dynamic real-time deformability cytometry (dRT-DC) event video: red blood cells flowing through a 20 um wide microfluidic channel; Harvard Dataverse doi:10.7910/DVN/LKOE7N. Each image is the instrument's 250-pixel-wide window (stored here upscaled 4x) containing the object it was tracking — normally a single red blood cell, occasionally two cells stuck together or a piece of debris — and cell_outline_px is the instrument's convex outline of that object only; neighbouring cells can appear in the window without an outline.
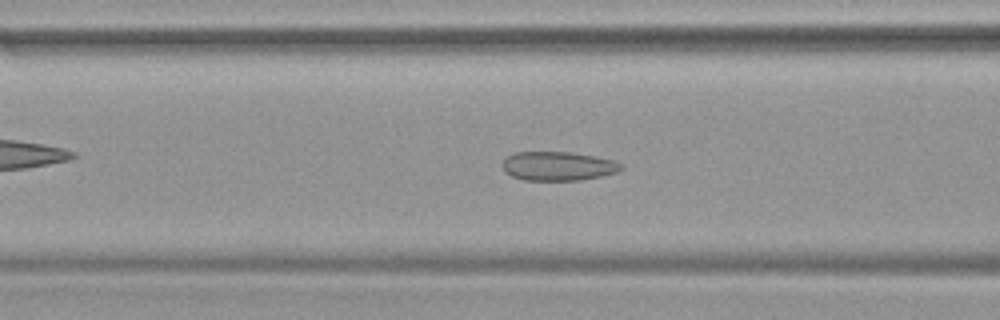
{"species": "common noctule bat (a hibernating species)", "species_latin": "Nyctalus noctula", "temperature_condition": "warm", "stored_images_in_passage": 45, "camera_frame_rate_fps": 3000, "um_per_image_px": 0.085, "animal": {"sex": "female", "body_mass_g": 19.9}, "frame": {"image": 1, "passage_image": 17, "time_ms": 5.333, "image_size_px": [1000, 320], "cell_outline_px": [[624, 168], [616, 172], [600, 176], [580, 180], [524, 180], [512, 176], [504, 172], [504, 160], [512, 152], [572, 152], [596, 156], [616, 160], [624, 164]], "centroid_in_image_um": [47.48, 14.11], "position_along_channel_um": 119.1, "area_um2": 20.17}}
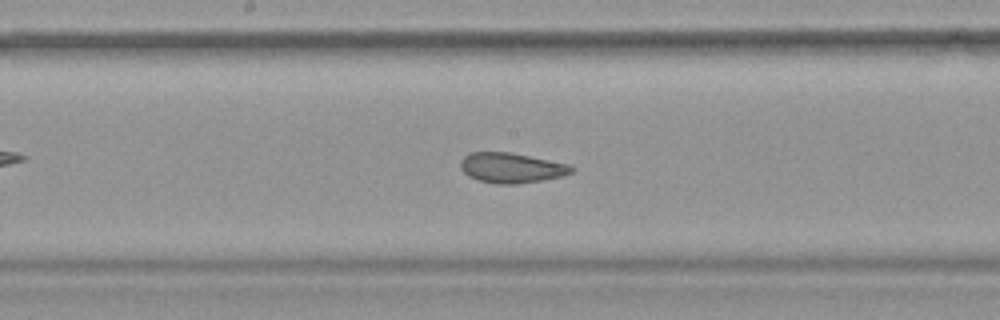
{"frame": {"image": 2, "passage_image": 23, "time_ms": 7.333, "image_size_px": [1000, 320], "cell_outline_px": [[576, 168], [572, 172], [560, 176], [540, 180], [516, 184], [496, 184], [480, 180], [468, 176], [460, 168], [460, 160], [468, 152], [508, 152], [568, 164]], "centroid_in_image_um": [43.42, 14.26], "position_along_channel_um": 204.8, "area_um2": 19.25}}
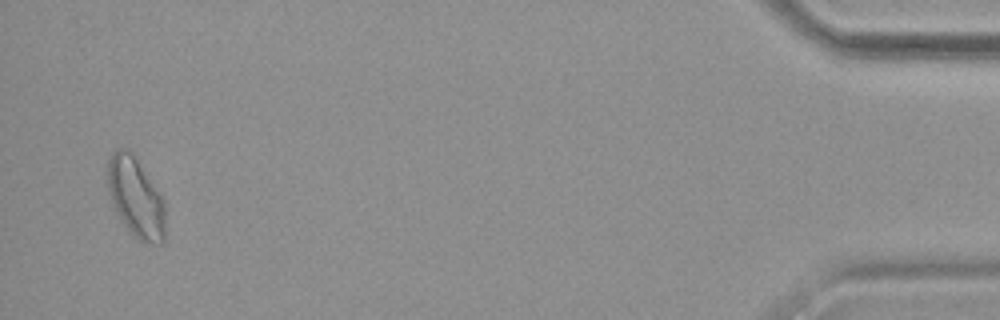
{"frame": {"image": 3, "passage_image": 44, "time_ms": 14.333, "image_size_px": [1000, 320], "cell_outline_px": [[164, 240], [160, 244], [152, 244], [140, 240], [124, 224], [108, 192], [108, 160], [112, 152], [116, 148], [128, 148], [132, 152], [164, 200]], "centroid_in_image_um": [11.54, 16.74], "position_along_channel_um": 423.7, "area_um2": 26.24}}